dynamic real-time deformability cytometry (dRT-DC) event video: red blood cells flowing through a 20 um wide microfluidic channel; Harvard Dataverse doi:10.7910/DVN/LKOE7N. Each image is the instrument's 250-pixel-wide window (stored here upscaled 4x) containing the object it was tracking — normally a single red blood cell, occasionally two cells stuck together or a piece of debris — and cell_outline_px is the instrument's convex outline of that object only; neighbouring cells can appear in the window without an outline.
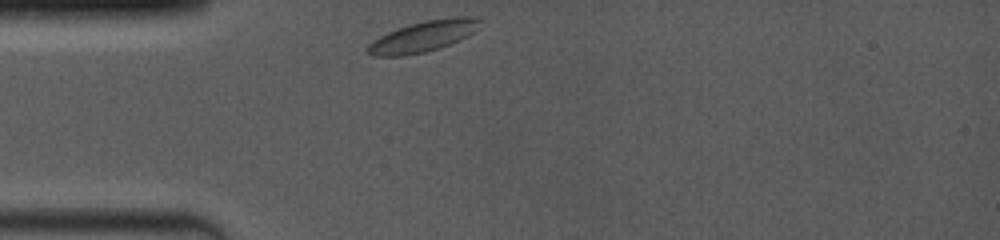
{"species": "common noctule bat (a hibernating species)", "species_latin": "Nyctalus noctula", "temperature_condition": "room temperature", "stored_images_in_passage": 23, "camera_frame_rate_fps": 4000, "um_per_image_px": 0.085, "animal": {"sex": "female", "body_mass_g": 19.0, "forearm_length_mm": 53.3}, "frame": {"image": 1, "passage_image": 1, "time_ms": 0.0, "image_size_px": [1000, 240], "cell_outline_px": [[480, 20], [472, 32], [440, 48], [424, 52], [404, 56], [372, 56], [368, 52], [368, 44], [372, 40], [388, 32], [424, 20], [464, 16], [476, 16]], "centroid_in_image_um": [35.91, 3.1], "position_along_channel_um": 49.1, "area_um2": 19.59}}
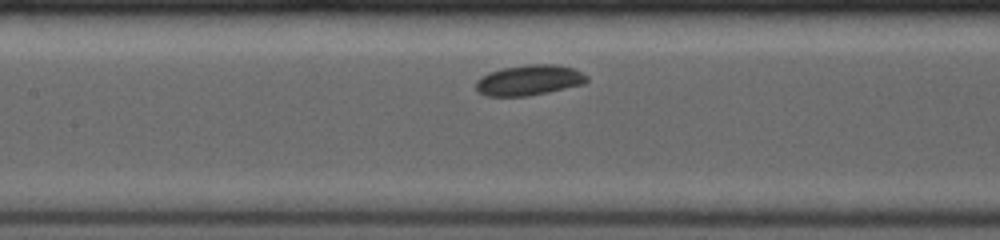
{"frame": {"image": 2, "passage_image": 9, "time_ms": 3.25, "image_size_px": [1000, 240], "cell_outline_px": [[588, 80], [584, 84], [548, 92], [528, 96], [484, 96], [476, 88], [476, 80], [480, 76], [488, 72], [504, 68], [528, 64], [556, 64], [572, 68], [588, 76]], "centroid_in_image_um": [44.96, 6.81], "position_along_channel_um": 162.4, "area_um2": 19.71}}
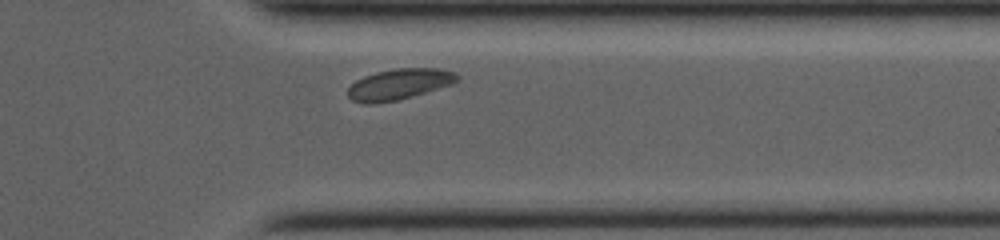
{"frame": {"image": 3, "passage_image": 20, "time_ms": 8.75, "image_size_px": [1000, 240], "cell_outline_px": [[460, 80], [452, 84], [412, 96], [396, 100], [372, 104], [364, 104], [352, 100], [348, 96], [348, 88], [356, 80], [364, 76], [376, 72], [396, 68], [440, 68], [456, 72], [460, 76]], "centroid_in_image_um": [33.95, 7.15], "position_along_channel_um": 377.5, "area_um2": 19.71}}